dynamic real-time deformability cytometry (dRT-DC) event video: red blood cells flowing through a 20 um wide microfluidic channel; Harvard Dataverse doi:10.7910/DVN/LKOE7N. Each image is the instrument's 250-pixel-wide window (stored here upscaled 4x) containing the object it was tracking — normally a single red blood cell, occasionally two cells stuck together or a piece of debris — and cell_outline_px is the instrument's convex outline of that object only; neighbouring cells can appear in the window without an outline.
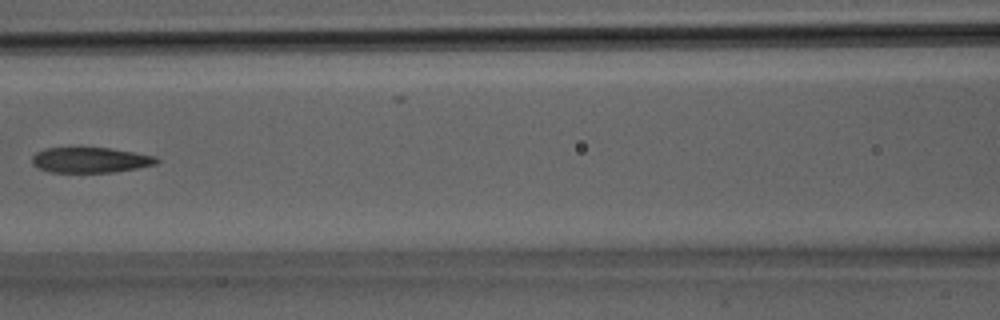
{"species": "Egyptian fruit bat (a non-hibernating species)", "species_latin": "Rousettus aegyptiacus", "temperature_condition": "room temperature", "stored_images_in_passage": 11, "camera_frame_rate_fps": 3000, "um_per_image_px": 0.085, "animal": {"sex": "male"}, "frame": {"image": 1, "passage_image": 10, "time_ms": 3.0, "image_size_px": [1000, 320], "cell_outline_px": [[160, 160], [156, 164], [136, 168], [112, 172], [48, 172], [36, 168], [32, 164], [32, 156], [36, 152], [44, 148], [108, 148], [132, 152], [152, 156]], "centroid_in_image_um": [7.6, 13.61], "position_along_channel_um": 159.0, "area_um2": 18.26}}